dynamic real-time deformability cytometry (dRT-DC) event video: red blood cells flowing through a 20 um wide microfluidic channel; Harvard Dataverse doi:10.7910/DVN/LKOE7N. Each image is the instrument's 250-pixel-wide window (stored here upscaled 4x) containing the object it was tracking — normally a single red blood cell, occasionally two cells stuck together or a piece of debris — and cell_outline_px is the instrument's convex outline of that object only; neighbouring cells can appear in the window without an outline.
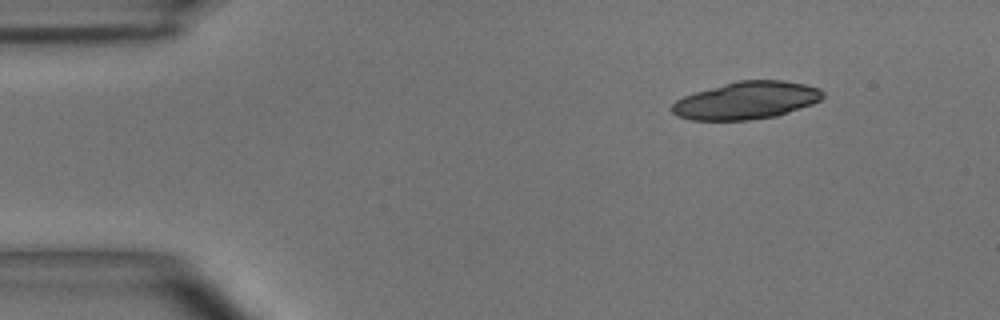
{"species": "common noctule bat (a hibernating species)", "species_latin": "Nyctalus noctula", "temperature_condition": "room temperature", "stored_images_in_passage": 45, "camera_frame_rate_fps": 3000, "um_per_image_px": 0.085, "animal": {"sex": "male", "body_mass_g": 15.6}, "frame": {"image": 1, "passage_image": 1, "time_ms": 0.0, "image_size_px": [1000, 320], "cell_outline_px": [[824, 96], [820, 100], [812, 104], [776, 116], [748, 120], [692, 120], [676, 116], [672, 112], [672, 104], [676, 100], [692, 92], [736, 80], [784, 80], [804, 84], [820, 88], [824, 92]], "centroid_in_image_um": [63.42, 8.53], "position_along_channel_um": 21.6, "area_um2": 33.18}}